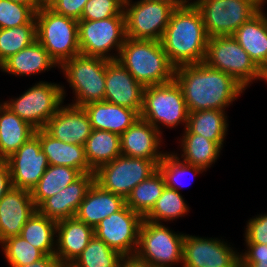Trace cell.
<instances>
[{
	"label": "cell",
	"instance_id": "obj_15",
	"mask_svg": "<svg viewBox=\"0 0 267 267\" xmlns=\"http://www.w3.org/2000/svg\"><path fill=\"white\" fill-rule=\"evenodd\" d=\"M182 267H240L239 252L223 239L185 234Z\"/></svg>",
	"mask_w": 267,
	"mask_h": 267
},
{
	"label": "cell",
	"instance_id": "obj_34",
	"mask_svg": "<svg viewBox=\"0 0 267 267\" xmlns=\"http://www.w3.org/2000/svg\"><path fill=\"white\" fill-rule=\"evenodd\" d=\"M165 186L164 177L157 169L132 189L125 199L126 205L144 218L154 207Z\"/></svg>",
	"mask_w": 267,
	"mask_h": 267
},
{
	"label": "cell",
	"instance_id": "obj_32",
	"mask_svg": "<svg viewBox=\"0 0 267 267\" xmlns=\"http://www.w3.org/2000/svg\"><path fill=\"white\" fill-rule=\"evenodd\" d=\"M81 175L82 173L75 168L49 165L36 186L31 190V197L36 208L47 198L57 194Z\"/></svg>",
	"mask_w": 267,
	"mask_h": 267
},
{
	"label": "cell",
	"instance_id": "obj_17",
	"mask_svg": "<svg viewBox=\"0 0 267 267\" xmlns=\"http://www.w3.org/2000/svg\"><path fill=\"white\" fill-rule=\"evenodd\" d=\"M144 90L118 60L107 62L104 101L133 109L140 115Z\"/></svg>",
	"mask_w": 267,
	"mask_h": 267
},
{
	"label": "cell",
	"instance_id": "obj_24",
	"mask_svg": "<svg viewBox=\"0 0 267 267\" xmlns=\"http://www.w3.org/2000/svg\"><path fill=\"white\" fill-rule=\"evenodd\" d=\"M35 134L39 137L41 149L49 165L75 168L82 174L95 172L87 162L84 146L59 141L44 128L36 129Z\"/></svg>",
	"mask_w": 267,
	"mask_h": 267
},
{
	"label": "cell",
	"instance_id": "obj_16",
	"mask_svg": "<svg viewBox=\"0 0 267 267\" xmlns=\"http://www.w3.org/2000/svg\"><path fill=\"white\" fill-rule=\"evenodd\" d=\"M5 161L8 164L12 187L30 192L49 166L36 134Z\"/></svg>",
	"mask_w": 267,
	"mask_h": 267
},
{
	"label": "cell",
	"instance_id": "obj_48",
	"mask_svg": "<svg viewBox=\"0 0 267 267\" xmlns=\"http://www.w3.org/2000/svg\"><path fill=\"white\" fill-rule=\"evenodd\" d=\"M240 267H267L266 260H240Z\"/></svg>",
	"mask_w": 267,
	"mask_h": 267
},
{
	"label": "cell",
	"instance_id": "obj_10",
	"mask_svg": "<svg viewBox=\"0 0 267 267\" xmlns=\"http://www.w3.org/2000/svg\"><path fill=\"white\" fill-rule=\"evenodd\" d=\"M78 36L82 55L117 60L127 38L125 16L103 20H78Z\"/></svg>",
	"mask_w": 267,
	"mask_h": 267
},
{
	"label": "cell",
	"instance_id": "obj_19",
	"mask_svg": "<svg viewBox=\"0 0 267 267\" xmlns=\"http://www.w3.org/2000/svg\"><path fill=\"white\" fill-rule=\"evenodd\" d=\"M51 136L63 141L84 146L92 127L83 107L62 105L48 120L44 128Z\"/></svg>",
	"mask_w": 267,
	"mask_h": 267
},
{
	"label": "cell",
	"instance_id": "obj_41",
	"mask_svg": "<svg viewBox=\"0 0 267 267\" xmlns=\"http://www.w3.org/2000/svg\"><path fill=\"white\" fill-rule=\"evenodd\" d=\"M125 0H88L80 20H103L114 16H125Z\"/></svg>",
	"mask_w": 267,
	"mask_h": 267
},
{
	"label": "cell",
	"instance_id": "obj_33",
	"mask_svg": "<svg viewBox=\"0 0 267 267\" xmlns=\"http://www.w3.org/2000/svg\"><path fill=\"white\" fill-rule=\"evenodd\" d=\"M57 222L38 210L22 228L21 236L44 255H55Z\"/></svg>",
	"mask_w": 267,
	"mask_h": 267
},
{
	"label": "cell",
	"instance_id": "obj_27",
	"mask_svg": "<svg viewBox=\"0 0 267 267\" xmlns=\"http://www.w3.org/2000/svg\"><path fill=\"white\" fill-rule=\"evenodd\" d=\"M59 68L46 49L36 40L31 45L11 55L1 65L2 72L15 76H31Z\"/></svg>",
	"mask_w": 267,
	"mask_h": 267
},
{
	"label": "cell",
	"instance_id": "obj_9",
	"mask_svg": "<svg viewBox=\"0 0 267 267\" xmlns=\"http://www.w3.org/2000/svg\"><path fill=\"white\" fill-rule=\"evenodd\" d=\"M204 63L233 76L246 89L263 80L262 71L232 35L210 37Z\"/></svg>",
	"mask_w": 267,
	"mask_h": 267
},
{
	"label": "cell",
	"instance_id": "obj_23",
	"mask_svg": "<svg viewBox=\"0 0 267 267\" xmlns=\"http://www.w3.org/2000/svg\"><path fill=\"white\" fill-rule=\"evenodd\" d=\"M126 205L124 197L103 189L95 181L87 191L75 217L93 229L100 221Z\"/></svg>",
	"mask_w": 267,
	"mask_h": 267
},
{
	"label": "cell",
	"instance_id": "obj_14",
	"mask_svg": "<svg viewBox=\"0 0 267 267\" xmlns=\"http://www.w3.org/2000/svg\"><path fill=\"white\" fill-rule=\"evenodd\" d=\"M143 217L125 205L99 222L94 235L122 256L136 254Z\"/></svg>",
	"mask_w": 267,
	"mask_h": 267
},
{
	"label": "cell",
	"instance_id": "obj_53",
	"mask_svg": "<svg viewBox=\"0 0 267 267\" xmlns=\"http://www.w3.org/2000/svg\"><path fill=\"white\" fill-rule=\"evenodd\" d=\"M59 267H77L73 262L71 263H60Z\"/></svg>",
	"mask_w": 267,
	"mask_h": 267
},
{
	"label": "cell",
	"instance_id": "obj_50",
	"mask_svg": "<svg viewBox=\"0 0 267 267\" xmlns=\"http://www.w3.org/2000/svg\"><path fill=\"white\" fill-rule=\"evenodd\" d=\"M249 1L253 6H255L258 10H264V6L267 3V0H247Z\"/></svg>",
	"mask_w": 267,
	"mask_h": 267
},
{
	"label": "cell",
	"instance_id": "obj_18",
	"mask_svg": "<svg viewBox=\"0 0 267 267\" xmlns=\"http://www.w3.org/2000/svg\"><path fill=\"white\" fill-rule=\"evenodd\" d=\"M162 141V134L139 117L120 135L121 155L153 160L158 165L167 153L160 151Z\"/></svg>",
	"mask_w": 267,
	"mask_h": 267
},
{
	"label": "cell",
	"instance_id": "obj_1",
	"mask_svg": "<svg viewBox=\"0 0 267 267\" xmlns=\"http://www.w3.org/2000/svg\"><path fill=\"white\" fill-rule=\"evenodd\" d=\"M174 80L181 88L189 113L225 111L246 90L233 76L204 62L176 67Z\"/></svg>",
	"mask_w": 267,
	"mask_h": 267
},
{
	"label": "cell",
	"instance_id": "obj_44",
	"mask_svg": "<svg viewBox=\"0 0 267 267\" xmlns=\"http://www.w3.org/2000/svg\"><path fill=\"white\" fill-rule=\"evenodd\" d=\"M245 252H240V260H266L267 259V244L245 243Z\"/></svg>",
	"mask_w": 267,
	"mask_h": 267
},
{
	"label": "cell",
	"instance_id": "obj_49",
	"mask_svg": "<svg viewBox=\"0 0 267 267\" xmlns=\"http://www.w3.org/2000/svg\"><path fill=\"white\" fill-rule=\"evenodd\" d=\"M11 1L21 3L24 5H29L35 12L40 8V6L35 2V0H11Z\"/></svg>",
	"mask_w": 267,
	"mask_h": 267
},
{
	"label": "cell",
	"instance_id": "obj_11",
	"mask_svg": "<svg viewBox=\"0 0 267 267\" xmlns=\"http://www.w3.org/2000/svg\"><path fill=\"white\" fill-rule=\"evenodd\" d=\"M181 5L125 0L126 37L161 41L173 10Z\"/></svg>",
	"mask_w": 267,
	"mask_h": 267
},
{
	"label": "cell",
	"instance_id": "obj_51",
	"mask_svg": "<svg viewBox=\"0 0 267 267\" xmlns=\"http://www.w3.org/2000/svg\"><path fill=\"white\" fill-rule=\"evenodd\" d=\"M151 2H161L165 4H184L187 0H147Z\"/></svg>",
	"mask_w": 267,
	"mask_h": 267
},
{
	"label": "cell",
	"instance_id": "obj_29",
	"mask_svg": "<svg viewBox=\"0 0 267 267\" xmlns=\"http://www.w3.org/2000/svg\"><path fill=\"white\" fill-rule=\"evenodd\" d=\"M228 116L225 111L207 109L189 113L187 126L182 134H199L223 148L228 132Z\"/></svg>",
	"mask_w": 267,
	"mask_h": 267
},
{
	"label": "cell",
	"instance_id": "obj_35",
	"mask_svg": "<svg viewBox=\"0 0 267 267\" xmlns=\"http://www.w3.org/2000/svg\"><path fill=\"white\" fill-rule=\"evenodd\" d=\"M184 199L180 192L165 186L161 196L144 219L162 223L184 217L190 210Z\"/></svg>",
	"mask_w": 267,
	"mask_h": 267
},
{
	"label": "cell",
	"instance_id": "obj_39",
	"mask_svg": "<svg viewBox=\"0 0 267 267\" xmlns=\"http://www.w3.org/2000/svg\"><path fill=\"white\" fill-rule=\"evenodd\" d=\"M4 258L10 267L25 266L43 258L45 255L31 245L21 235L12 236L0 243Z\"/></svg>",
	"mask_w": 267,
	"mask_h": 267
},
{
	"label": "cell",
	"instance_id": "obj_2",
	"mask_svg": "<svg viewBox=\"0 0 267 267\" xmlns=\"http://www.w3.org/2000/svg\"><path fill=\"white\" fill-rule=\"evenodd\" d=\"M208 39L200 10L187 0L173 10L161 44L169 61L178 67L204 62Z\"/></svg>",
	"mask_w": 267,
	"mask_h": 267
},
{
	"label": "cell",
	"instance_id": "obj_3",
	"mask_svg": "<svg viewBox=\"0 0 267 267\" xmlns=\"http://www.w3.org/2000/svg\"><path fill=\"white\" fill-rule=\"evenodd\" d=\"M117 60L144 87L174 79L176 67L169 61L161 41L126 38Z\"/></svg>",
	"mask_w": 267,
	"mask_h": 267
},
{
	"label": "cell",
	"instance_id": "obj_43",
	"mask_svg": "<svg viewBox=\"0 0 267 267\" xmlns=\"http://www.w3.org/2000/svg\"><path fill=\"white\" fill-rule=\"evenodd\" d=\"M87 1L88 0H54L49 7L58 14L80 20Z\"/></svg>",
	"mask_w": 267,
	"mask_h": 267
},
{
	"label": "cell",
	"instance_id": "obj_47",
	"mask_svg": "<svg viewBox=\"0 0 267 267\" xmlns=\"http://www.w3.org/2000/svg\"><path fill=\"white\" fill-rule=\"evenodd\" d=\"M120 267H154L148 262L140 260L136 255L123 256Z\"/></svg>",
	"mask_w": 267,
	"mask_h": 267
},
{
	"label": "cell",
	"instance_id": "obj_42",
	"mask_svg": "<svg viewBox=\"0 0 267 267\" xmlns=\"http://www.w3.org/2000/svg\"><path fill=\"white\" fill-rule=\"evenodd\" d=\"M244 235L245 243L267 244V213L250 218Z\"/></svg>",
	"mask_w": 267,
	"mask_h": 267
},
{
	"label": "cell",
	"instance_id": "obj_38",
	"mask_svg": "<svg viewBox=\"0 0 267 267\" xmlns=\"http://www.w3.org/2000/svg\"><path fill=\"white\" fill-rule=\"evenodd\" d=\"M158 169L164 177L166 186L177 190L178 192H180L179 190L186 185H183L182 183V180H185V177H188L189 175L194 177L196 174L206 172L201 167L181 161V159L171 151L163 156V159L158 164Z\"/></svg>",
	"mask_w": 267,
	"mask_h": 267
},
{
	"label": "cell",
	"instance_id": "obj_54",
	"mask_svg": "<svg viewBox=\"0 0 267 267\" xmlns=\"http://www.w3.org/2000/svg\"><path fill=\"white\" fill-rule=\"evenodd\" d=\"M262 76H263V80L266 81V83H267V65H266V67L262 70Z\"/></svg>",
	"mask_w": 267,
	"mask_h": 267
},
{
	"label": "cell",
	"instance_id": "obj_5",
	"mask_svg": "<svg viewBox=\"0 0 267 267\" xmlns=\"http://www.w3.org/2000/svg\"><path fill=\"white\" fill-rule=\"evenodd\" d=\"M189 110L181 88L173 79L165 84L145 87L140 118L149 122L162 135V127L187 126Z\"/></svg>",
	"mask_w": 267,
	"mask_h": 267
},
{
	"label": "cell",
	"instance_id": "obj_37",
	"mask_svg": "<svg viewBox=\"0 0 267 267\" xmlns=\"http://www.w3.org/2000/svg\"><path fill=\"white\" fill-rule=\"evenodd\" d=\"M36 40L35 19L30 24L0 29V65Z\"/></svg>",
	"mask_w": 267,
	"mask_h": 267
},
{
	"label": "cell",
	"instance_id": "obj_52",
	"mask_svg": "<svg viewBox=\"0 0 267 267\" xmlns=\"http://www.w3.org/2000/svg\"><path fill=\"white\" fill-rule=\"evenodd\" d=\"M54 0H35V2L40 6H49Z\"/></svg>",
	"mask_w": 267,
	"mask_h": 267
},
{
	"label": "cell",
	"instance_id": "obj_31",
	"mask_svg": "<svg viewBox=\"0 0 267 267\" xmlns=\"http://www.w3.org/2000/svg\"><path fill=\"white\" fill-rule=\"evenodd\" d=\"M84 147L87 162L96 171L101 165L111 162L121 155L120 135L92 129Z\"/></svg>",
	"mask_w": 267,
	"mask_h": 267
},
{
	"label": "cell",
	"instance_id": "obj_8",
	"mask_svg": "<svg viewBox=\"0 0 267 267\" xmlns=\"http://www.w3.org/2000/svg\"><path fill=\"white\" fill-rule=\"evenodd\" d=\"M185 233H176L163 223L143 219L136 256L154 267L182 266Z\"/></svg>",
	"mask_w": 267,
	"mask_h": 267
},
{
	"label": "cell",
	"instance_id": "obj_26",
	"mask_svg": "<svg viewBox=\"0 0 267 267\" xmlns=\"http://www.w3.org/2000/svg\"><path fill=\"white\" fill-rule=\"evenodd\" d=\"M232 36L262 71L267 65V13L259 10Z\"/></svg>",
	"mask_w": 267,
	"mask_h": 267
},
{
	"label": "cell",
	"instance_id": "obj_4",
	"mask_svg": "<svg viewBox=\"0 0 267 267\" xmlns=\"http://www.w3.org/2000/svg\"><path fill=\"white\" fill-rule=\"evenodd\" d=\"M36 38L60 67L80 53L78 20L56 13L49 6L35 13Z\"/></svg>",
	"mask_w": 267,
	"mask_h": 267
},
{
	"label": "cell",
	"instance_id": "obj_21",
	"mask_svg": "<svg viewBox=\"0 0 267 267\" xmlns=\"http://www.w3.org/2000/svg\"><path fill=\"white\" fill-rule=\"evenodd\" d=\"M95 181V173H84L57 194L47 198L37 210L56 222L75 217L87 191Z\"/></svg>",
	"mask_w": 267,
	"mask_h": 267
},
{
	"label": "cell",
	"instance_id": "obj_45",
	"mask_svg": "<svg viewBox=\"0 0 267 267\" xmlns=\"http://www.w3.org/2000/svg\"><path fill=\"white\" fill-rule=\"evenodd\" d=\"M12 187L8 164L5 160H0V200Z\"/></svg>",
	"mask_w": 267,
	"mask_h": 267
},
{
	"label": "cell",
	"instance_id": "obj_12",
	"mask_svg": "<svg viewBox=\"0 0 267 267\" xmlns=\"http://www.w3.org/2000/svg\"><path fill=\"white\" fill-rule=\"evenodd\" d=\"M157 169L158 165L153 160L120 155L94 172L95 182L103 189L126 199L135 186Z\"/></svg>",
	"mask_w": 267,
	"mask_h": 267
},
{
	"label": "cell",
	"instance_id": "obj_36",
	"mask_svg": "<svg viewBox=\"0 0 267 267\" xmlns=\"http://www.w3.org/2000/svg\"><path fill=\"white\" fill-rule=\"evenodd\" d=\"M123 256L95 235L73 261L77 267H120Z\"/></svg>",
	"mask_w": 267,
	"mask_h": 267
},
{
	"label": "cell",
	"instance_id": "obj_40",
	"mask_svg": "<svg viewBox=\"0 0 267 267\" xmlns=\"http://www.w3.org/2000/svg\"><path fill=\"white\" fill-rule=\"evenodd\" d=\"M35 11L29 6L11 0H0V29L30 24Z\"/></svg>",
	"mask_w": 267,
	"mask_h": 267
},
{
	"label": "cell",
	"instance_id": "obj_20",
	"mask_svg": "<svg viewBox=\"0 0 267 267\" xmlns=\"http://www.w3.org/2000/svg\"><path fill=\"white\" fill-rule=\"evenodd\" d=\"M36 210L30 191L11 187L0 200V243L20 235Z\"/></svg>",
	"mask_w": 267,
	"mask_h": 267
},
{
	"label": "cell",
	"instance_id": "obj_7",
	"mask_svg": "<svg viewBox=\"0 0 267 267\" xmlns=\"http://www.w3.org/2000/svg\"><path fill=\"white\" fill-rule=\"evenodd\" d=\"M64 88V85L55 82L39 81L19 97L9 98L8 101H3V104L35 129H43L64 104Z\"/></svg>",
	"mask_w": 267,
	"mask_h": 267
},
{
	"label": "cell",
	"instance_id": "obj_30",
	"mask_svg": "<svg viewBox=\"0 0 267 267\" xmlns=\"http://www.w3.org/2000/svg\"><path fill=\"white\" fill-rule=\"evenodd\" d=\"M181 137L178 142L181 157L173 152L181 161L207 171L220 157L222 148L216 142L199 134H183Z\"/></svg>",
	"mask_w": 267,
	"mask_h": 267
},
{
	"label": "cell",
	"instance_id": "obj_46",
	"mask_svg": "<svg viewBox=\"0 0 267 267\" xmlns=\"http://www.w3.org/2000/svg\"><path fill=\"white\" fill-rule=\"evenodd\" d=\"M59 265L60 262L55 255H45L43 258L32 264L17 267H59Z\"/></svg>",
	"mask_w": 267,
	"mask_h": 267
},
{
	"label": "cell",
	"instance_id": "obj_22",
	"mask_svg": "<svg viewBox=\"0 0 267 267\" xmlns=\"http://www.w3.org/2000/svg\"><path fill=\"white\" fill-rule=\"evenodd\" d=\"M94 229L76 217L57 222L55 256L60 263L73 262L87 247Z\"/></svg>",
	"mask_w": 267,
	"mask_h": 267
},
{
	"label": "cell",
	"instance_id": "obj_28",
	"mask_svg": "<svg viewBox=\"0 0 267 267\" xmlns=\"http://www.w3.org/2000/svg\"><path fill=\"white\" fill-rule=\"evenodd\" d=\"M35 128L19 118L4 104L0 106V160H6L31 136Z\"/></svg>",
	"mask_w": 267,
	"mask_h": 267
},
{
	"label": "cell",
	"instance_id": "obj_6",
	"mask_svg": "<svg viewBox=\"0 0 267 267\" xmlns=\"http://www.w3.org/2000/svg\"><path fill=\"white\" fill-rule=\"evenodd\" d=\"M108 61L101 57L79 54L66 60L59 67L75 95L70 105L83 107L92 102L104 101Z\"/></svg>",
	"mask_w": 267,
	"mask_h": 267
},
{
	"label": "cell",
	"instance_id": "obj_13",
	"mask_svg": "<svg viewBox=\"0 0 267 267\" xmlns=\"http://www.w3.org/2000/svg\"><path fill=\"white\" fill-rule=\"evenodd\" d=\"M208 37L229 36L259 10L247 0H194Z\"/></svg>",
	"mask_w": 267,
	"mask_h": 267
},
{
	"label": "cell",
	"instance_id": "obj_25",
	"mask_svg": "<svg viewBox=\"0 0 267 267\" xmlns=\"http://www.w3.org/2000/svg\"><path fill=\"white\" fill-rule=\"evenodd\" d=\"M94 130L123 134L140 115L133 109L106 101L92 102L83 106Z\"/></svg>",
	"mask_w": 267,
	"mask_h": 267
}]
</instances>
